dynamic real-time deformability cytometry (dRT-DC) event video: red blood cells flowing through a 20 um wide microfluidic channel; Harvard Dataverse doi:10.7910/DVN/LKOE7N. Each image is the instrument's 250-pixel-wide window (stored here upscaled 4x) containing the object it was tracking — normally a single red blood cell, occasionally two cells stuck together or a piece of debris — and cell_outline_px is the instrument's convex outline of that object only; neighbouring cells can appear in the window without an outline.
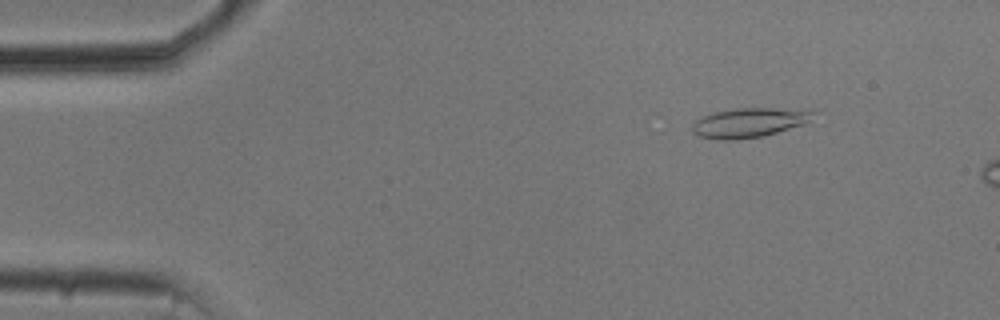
{"species": "common noctule bat (a hibernating species)", "species_latin": "Nyctalus noctula", "temperature_condition": "cold", "stored_images_in_passage": 15, "camera_frame_rate_fps": 3000, "um_per_image_px": 0.085, "animal": {"sex": "male", "body_mass_g": 20.5, "forearm_length_mm": 52.5}, "frame": {"image": 1, "passage_image": 7, "time_ms": 2.0, "image_size_px": [1000, 320], "cell_outline_px": [[812, 112], [808, 120], [804, 124], [776, 132], [760, 136], [736, 140], [720, 140], [700, 136], [692, 132], [692, 124], [700, 116], [716, 112], [736, 108], [812, 108]], "centroid_in_image_um": [63.65, 10.41], "position_along_channel_um": 21.3, "area_um2": 20.75}}